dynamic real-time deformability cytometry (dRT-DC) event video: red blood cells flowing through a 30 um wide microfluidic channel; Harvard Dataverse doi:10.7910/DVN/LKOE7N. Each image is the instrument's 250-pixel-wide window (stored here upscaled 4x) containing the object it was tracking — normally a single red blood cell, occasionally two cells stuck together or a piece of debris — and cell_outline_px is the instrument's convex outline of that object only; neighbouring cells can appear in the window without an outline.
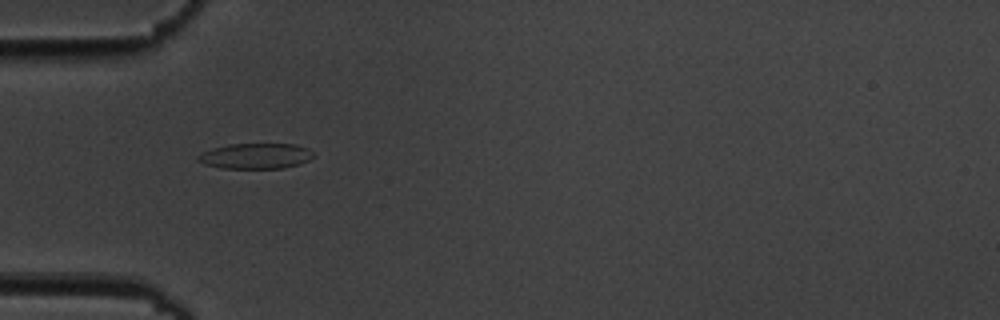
{"species": "common noctule bat (a hibernating species)", "species_latin": "Nyctalus noctula", "temperature_condition": "cold", "stored_images_in_passage": 2, "camera_frame_rate_fps": 3000, "um_per_image_px": 0.085, "animal": {"sex": "male", "body_mass_g": 19.5, "forearm_length_mm": 54.6}, "frame": {"image": 1, "passage_image": 1, "time_ms": 0.0, "image_size_px": [1000, 320], "cell_outline_px": [[316, 156], [300, 164], [284, 168], [220, 168], [204, 164], [196, 160], [196, 156], [200, 152], [212, 148], [228, 144], [296, 144], [308, 148]], "centroid_in_image_um": [21.71, 13.26], "position_along_channel_um": 63.3, "area_um2": 17.4}}
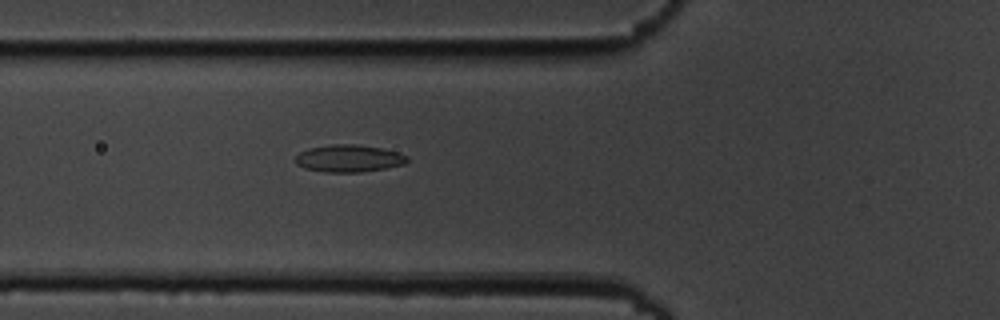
{"frame": {"image": 2, "passage_image": 2, "time_ms": 1.0, "image_size_px": [1000, 320], "cell_outline_px": [[408, 160], [404, 164], [384, 168], [360, 172], [324, 172], [304, 168], [296, 164], [296, 156], [300, 152], [308, 148], [332, 144], [360, 144], [380, 148], [396, 152], [408, 156]], "centroid_in_image_um": [29.62, 13.46], "position_along_channel_um": 96.2, "area_um2": 17.69}}